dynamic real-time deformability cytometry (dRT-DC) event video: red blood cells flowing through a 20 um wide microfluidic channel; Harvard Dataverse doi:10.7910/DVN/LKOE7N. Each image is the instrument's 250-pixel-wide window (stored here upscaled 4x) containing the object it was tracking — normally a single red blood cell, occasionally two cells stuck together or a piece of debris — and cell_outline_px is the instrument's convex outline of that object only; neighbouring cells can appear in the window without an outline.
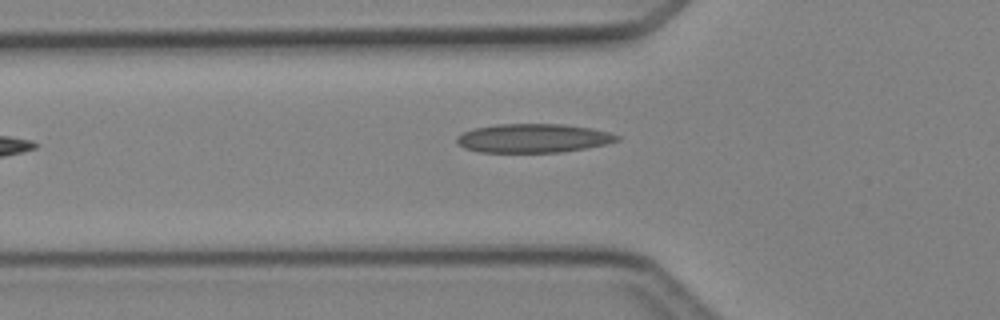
{"species": "Egyptian fruit bat (a non-hibernating species)", "species_latin": "Rousettus aegyptiacus", "temperature_condition": "cold", "stored_images_in_passage": 2, "camera_frame_rate_fps": 3000, "um_per_image_px": 0.085, "animal": {"sex": "female"}, "frame": {"image": 1, "passage_image": 2, "time_ms": 1.333, "image_size_px": [1000, 320], "cell_outline_px": [[620, 140], [604, 144], [564, 152], [480, 152], [464, 148], [456, 140], [456, 136], [472, 128], [496, 124], [564, 124], [592, 128], [608, 132], [620, 136]], "centroid_in_image_um": [45.31, 11.74], "position_along_channel_um": 80.5, "area_um2": 26.93}}